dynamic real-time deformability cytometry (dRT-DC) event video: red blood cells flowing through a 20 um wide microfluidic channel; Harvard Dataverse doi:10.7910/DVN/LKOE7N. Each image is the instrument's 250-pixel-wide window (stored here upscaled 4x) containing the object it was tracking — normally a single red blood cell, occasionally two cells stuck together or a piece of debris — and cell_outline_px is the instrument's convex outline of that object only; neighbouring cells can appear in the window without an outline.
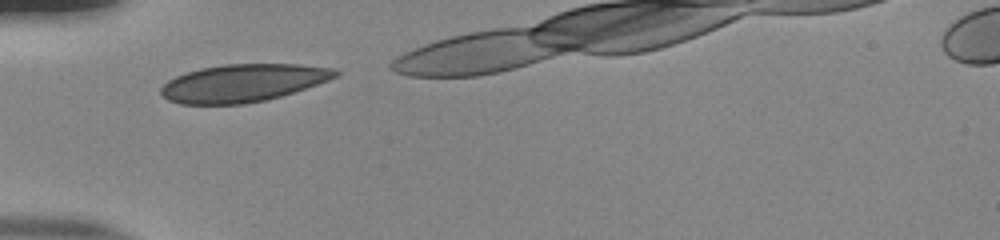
{"species": "human", "species_latin": "Homo sapiens", "temperature_condition": "room temperature", "stored_images_in_passage": 8, "camera_frame_rate_fps": 3000, "um_per_image_px": 0.085, "donor": {"sex": "male"}, "frame": {"image": 1, "passage_image": 1, "time_ms": 0.0, "image_size_px": [1000, 240], "cell_outline_px": [[340, 76], [280, 96], [264, 100], [244, 104], [180, 104], [168, 100], [160, 92], [160, 88], [168, 80], [176, 76], [200, 68], [224, 64], [300, 64], [336, 68], [340, 72]], "centroid_in_image_um": [20.66, 7.04], "position_along_channel_um": 64.3, "area_um2": 38.21}}
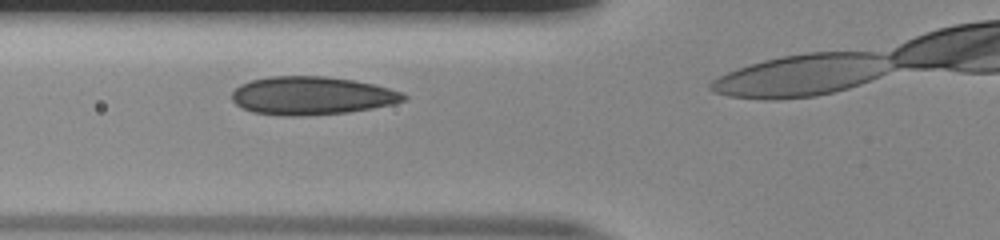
{"frame": {"image": 2, "passage_image": 4, "time_ms": 1.0, "image_size_px": [1000, 240], "cell_outline_px": [[408, 100], [392, 104], [372, 108], [348, 112], [304, 116], [284, 116], [252, 112], [236, 104], [232, 100], [232, 92], [240, 84], [252, 80], [268, 76], [328, 76], [356, 80], [376, 84], [404, 92], [408, 96]], "centroid_in_image_um": [26.55, 8.12], "position_along_channel_um": 99.3, "area_um2": 38.67}}
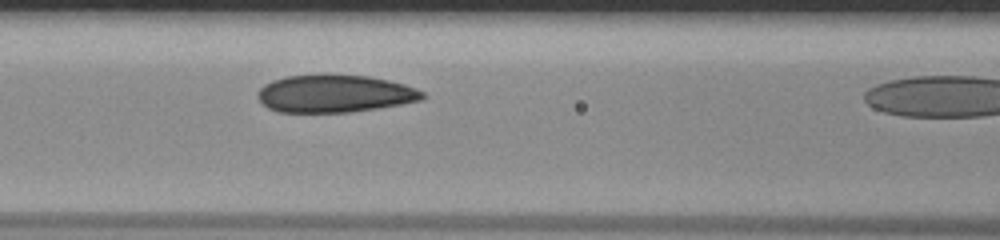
{"frame": {"image": 3, "passage_image": 7, "time_ms": 2.0, "image_size_px": [1000, 240], "cell_outline_px": [[424, 100], [380, 108], [352, 112], [276, 112], [268, 108], [256, 96], [256, 92], [264, 84], [272, 80], [288, 76], [368, 76], [388, 80], [404, 84], [416, 88], [424, 92]], "centroid_in_image_um": [28.46, 7.99], "position_along_channel_um": 138.1, "area_um2": 35.84}}